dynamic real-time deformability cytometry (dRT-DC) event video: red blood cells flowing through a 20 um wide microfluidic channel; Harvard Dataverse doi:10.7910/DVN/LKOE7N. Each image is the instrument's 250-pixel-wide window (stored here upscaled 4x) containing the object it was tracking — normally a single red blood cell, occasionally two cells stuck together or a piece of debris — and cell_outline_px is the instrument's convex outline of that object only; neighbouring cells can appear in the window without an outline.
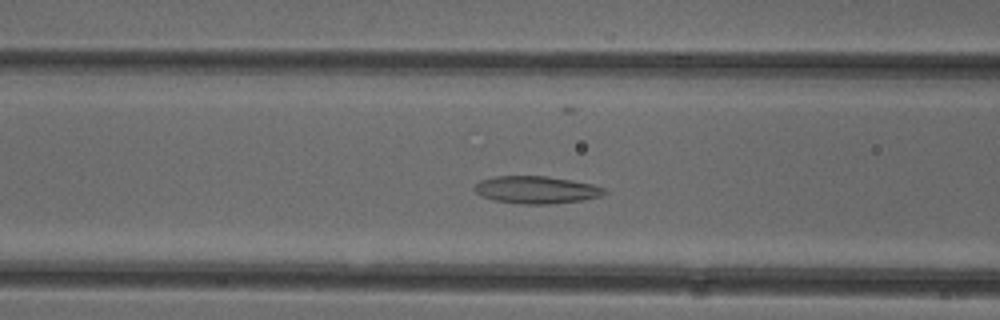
{"species": "common noctule bat (a hibernating species)", "species_latin": "Nyctalus noctula", "temperature_condition": "cold", "stored_images_in_passage": 47, "camera_frame_rate_fps": 3000, "um_per_image_px": 0.085, "animal": {"sex": "female"}, "frame": {"image": 1, "passage_image": 16, "time_ms": 5.0, "image_size_px": [1000, 320], "cell_outline_px": [[608, 192], [600, 196], [580, 200], [552, 204], [524, 204], [492, 200], [480, 196], [472, 188], [480, 180], [492, 176], [548, 176], [572, 180], [592, 184], [604, 188]], "centroid_in_image_um": [45.55, 16.13], "position_along_channel_um": 121.1, "area_um2": 20.87}}
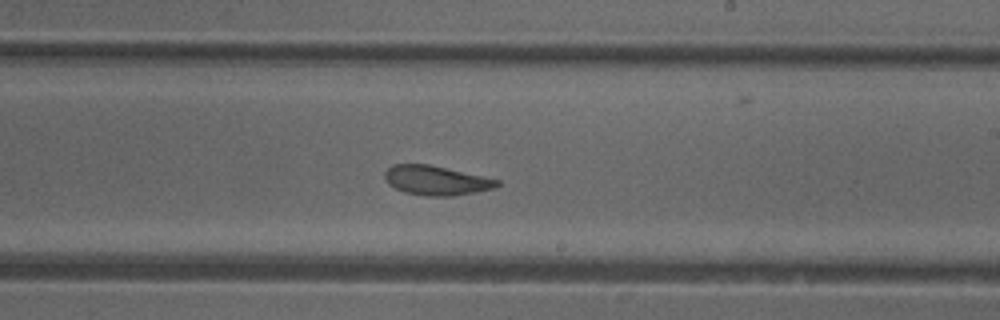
{"frame": {"image": 2, "passage_image": 26, "time_ms": 8.333, "image_size_px": [1000, 320], "cell_outline_px": [[500, 184], [496, 188], [476, 192], [452, 196], [424, 196], [404, 192], [388, 184], [384, 180], [384, 172], [392, 164], [428, 164], [500, 180]], "centroid_in_image_um": [37.05, 15.34], "position_along_channel_um": 251.9, "area_um2": 19.31}}
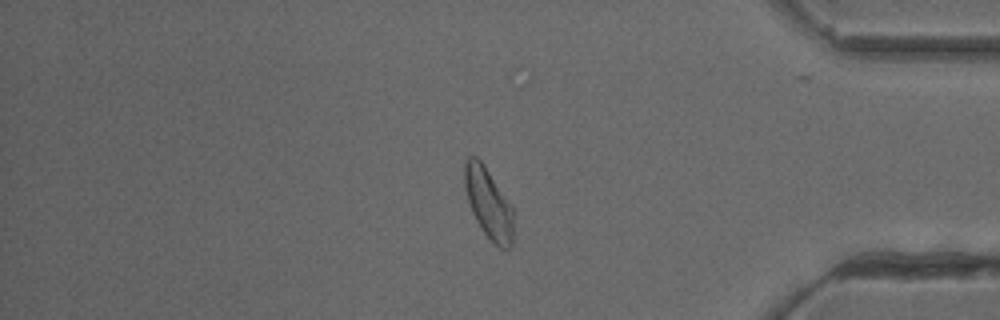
{"frame": {"image": 3, "passage_image": 39, "time_ms": 12.667, "image_size_px": [1000, 320], "cell_outline_px": [[512, 248], [500, 248], [492, 244], [476, 220], [472, 212], [468, 200], [464, 184], [464, 164], [468, 156], [476, 156], [484, 164], [512, 208]], "centroid_in_image_um": [41.5, 17.29], "position_along_channel_um": 393.7, "area_um2": 19.77}, "authors_computed_cell_mechanics": {"area_um2": 20.8658, "velocity_mm_per_s": 3.9376, "shape_relaxation_time_tau1_ms": 9.7686, "shape_relaxation_time_tau2_ms": 2.2301, "deformation_change_tau1": 0.2159, "deformation_change_tau2": 0.0828}}